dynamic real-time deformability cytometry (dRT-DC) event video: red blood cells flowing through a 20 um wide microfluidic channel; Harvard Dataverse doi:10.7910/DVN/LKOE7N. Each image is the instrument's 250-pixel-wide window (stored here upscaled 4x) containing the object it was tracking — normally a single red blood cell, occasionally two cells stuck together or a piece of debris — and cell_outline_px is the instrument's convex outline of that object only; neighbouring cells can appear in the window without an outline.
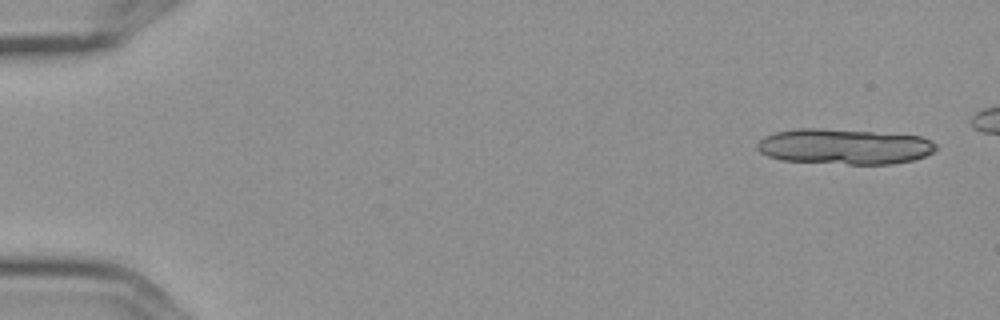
{"species": "Egyptian fruit bat (a non-hibernating species)", "species_latin": "Rousettus aegyptiacus", "temperature_condition": "cold", "stored_images_in_passage": 13, "segment_of_instrument_passage": [1, 2], "camera_frame_rate_fps": 3000, "um_per_image_px": 0.085, "frame": {"image": 1, "passage_image": 1, "time_ms": 0.0, "image_size_px": [1000, 320], "cell_outline_px": [[936, 148], [932, 152], [924, 156], [912, 160], [892, 164], [848, 164], [780, 160], [768, 156], [760, 152], [756, 148], [756, 144], [764, 136], [776, 132], [800, 128], [820, 128], [872, 132], [920, 136], [932, 140], [936, 144]], "centroid_in_image_um": [71.74, 12.46], "position_along_channel_um": 13.3, "area_um2": 36.88}}